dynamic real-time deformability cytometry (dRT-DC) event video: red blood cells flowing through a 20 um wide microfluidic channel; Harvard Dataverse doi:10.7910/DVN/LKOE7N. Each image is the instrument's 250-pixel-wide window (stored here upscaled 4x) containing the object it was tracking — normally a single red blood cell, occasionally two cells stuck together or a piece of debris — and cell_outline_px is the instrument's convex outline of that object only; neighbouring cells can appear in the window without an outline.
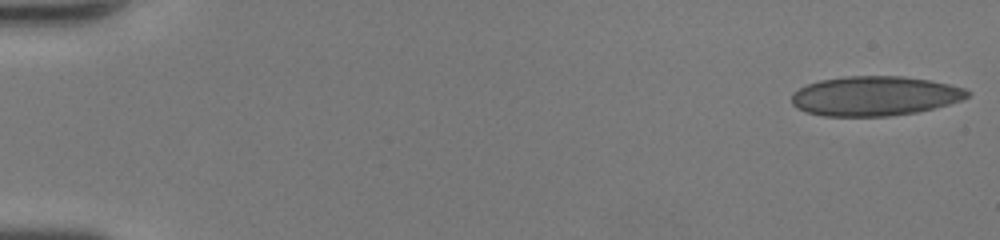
{"species": "human", "species_latin": "Homo sapiens", "temperature_condition": "room temperature", "stored_images_in_passage": 47, "camera_frame_rate_fps": 3000, "um_per_image_px": 0.085, "donor": {"sex": "female"}, "frame": {"image": 1, "passage_image": 1, "time_ms": 0.0, "image_size_px": [1000, 240], "cell_outline_px": [[972, 92], [968, 96], [960, 100], [948, 104], [916, 112], [888, 116], [824, 116], [804, 112], [796, 108], [792, 104], [792, 92], [808, 84], [820, 80], [844, 76], [904, 76], [928, 80], [948, 84], [964, 88]], "centroid_in_image_um": [74.32, 8.16], "position_along_channel_um": 10.7, "area_um2": 40.52}}
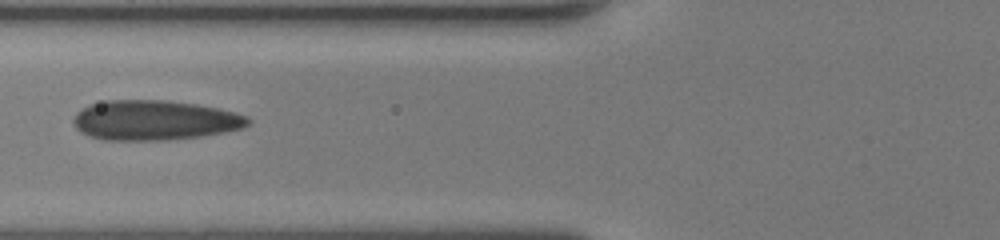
{"frame": {"image": 2, "passage_image": 20, "time_ms": 6.333, "image_size_px": [1000, 240], "cell_outline_px": [[252, 120], [244, 128], [204, 136], [168, 140], [104, 140], [88, 136], [80, 132], [76, 128], [72, 120], [76, 112], [88, 104], [108, 100], [164, 100], [196, 104], [236, 112], [248, 116]], "centroid_in_image_um": [13.13, 10.22], "position_along_channel_um": 112.7, "area_um2": 40.98}}
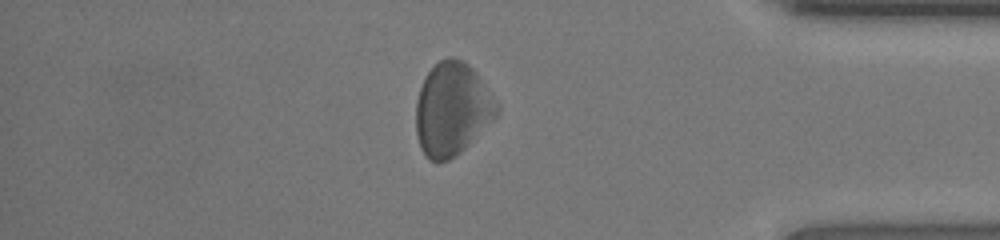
{"frame": {"image": 3, "passage_image": 41, "time_ms": 13.333, "image_size_px": [1000, 240], "cell_outline_px": [[500, 108], [496, 116], [456, 156], [448, 160], [428, 160], [424, 156], [420, 148], [416, 132], [416, 100], [420, 88], [428, 72], [440, 60], [448, 56], [452, 56], [468, 64], [472, 68]], "centroid_in_image_um": [38.39, 9.28], "position_along_channel_um": 396.8, "area_um2": 43.12}, "authors_computed_cell_mechanics": {"area_um2": 40.9802, "velocity_mm_per_s": 4.409, "shape_relaxation_time_tau1_ms": 5.6135, "shape_relaxation_time_tau2_ms": 1.5244, "deformation_change_tau1": 0.1127, "deformation_change_tau2": 0.0852}}